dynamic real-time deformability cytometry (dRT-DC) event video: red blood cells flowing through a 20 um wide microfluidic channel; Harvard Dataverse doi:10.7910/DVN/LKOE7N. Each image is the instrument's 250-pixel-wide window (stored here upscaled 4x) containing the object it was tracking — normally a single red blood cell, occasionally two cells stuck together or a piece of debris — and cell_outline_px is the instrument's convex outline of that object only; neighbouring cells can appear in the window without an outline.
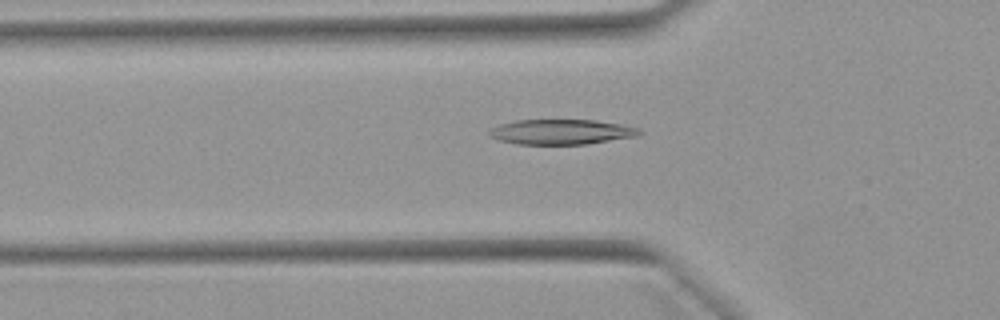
{"species": "Egyptian fruit bat (a non-hibernating species)", "species_latin": "Rousettus aegyptiacus", "temperature_condition": "warm", "stored_images_in_passage": 41, "camera_frame_rate_fps": 3000, "um_per_image_px": 0.085, "animal": {"sex": "female"}, "frame": {"image": 1, "passage_image": 7, "time_ms": 2.0, "image_size_px": [1000, 320], "cell_outline_px": [[644, 132], [640, 136], [584, 144], [516, 144], [500, 140], [488, 136], [488, 132], [492, 128], [500, 124], [516, 120], [596, 120], [620, 124], [640, 128]], "centroid_in_image_um": [47.75, 11.21], "position_along_channel_um": 78.1, "area_um2": 22.02}}
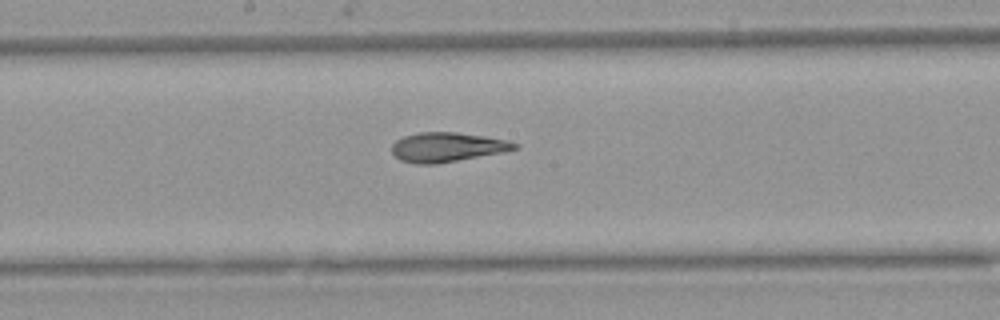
{"frame": {"image": 2, "passage_image": 17, "time_ms": 5.333, "image_size_px": [1000, 320], "cell_outline_px": [[520, 148], [500, 152], [436, 164], [416, 164], [400, 160], [392, 152], [392, 144], [396, 140], [404, 136], [416, 132], [456, 132], [484, 136], [508, 140], [520, 144]], "centroid_in_image_um": [38.0, 12.49], "position_along_channel_um": 210.2, "area_um2": 20.98}}
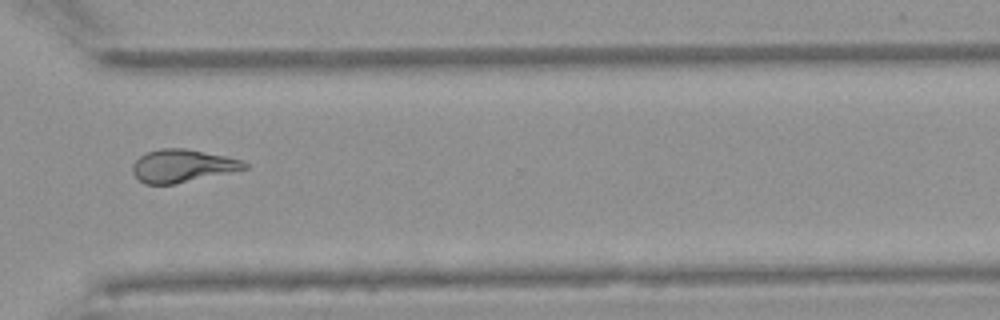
{"frame": {"image": 3, "passage_image": 28, "time_ms": 9.0, "image_size_px": [1000, 320], "cell_outline_px": [[248, 168], [172, 184], [144, 184], [132, 172], [132, 164], [140, 156], [148, 152], [160, 148], [184, 148], [224, 156], [240, 160], [248, 164]], "centroid_in_image_um": [15.45, 14.09], "position_along_channel_um": 355.1, "area_um2": 20.92}, "authors_computed_cell_mechanics": {"area_um2": 21.4438, "velocity_mm_per_s": 3.9472, "shape_relaxation_time_tau1_ms": 8.3772, "shape_relaxation_time_tau2_ms": 2.5447, "deformation_change_tau1": 0.2669, "deformation_change_tau2": 0.1191}}